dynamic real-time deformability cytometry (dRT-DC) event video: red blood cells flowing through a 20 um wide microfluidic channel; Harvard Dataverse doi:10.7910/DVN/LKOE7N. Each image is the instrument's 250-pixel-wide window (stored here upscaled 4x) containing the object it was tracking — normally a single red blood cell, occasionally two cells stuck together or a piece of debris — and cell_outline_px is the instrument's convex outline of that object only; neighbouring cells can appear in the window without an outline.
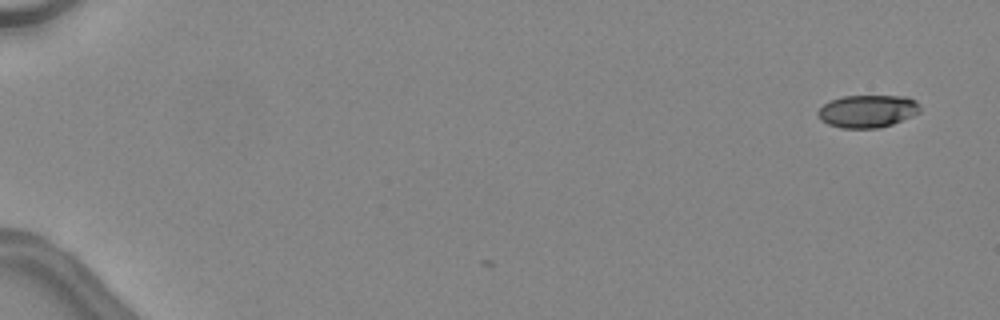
{"species": "common noctule bat (a hibernating species)", "species_latin": "Nyctalus noctula", "temperature_condition": "warm", "stored_images_in_passage": 4, "camera_frame_rate_fps": 3000, "um_per_image_px": 0.085, "animal": {"sex": "female", "body_mass_g": 24.6, "forearm_length_mm": 56.2}, "frame": {"image": 1, "passage_image": 1, "time_ms": 0.0, "image_size_px": [1000, 320], "cell_outline_px": [[920, 112], [912, 116], [892, 124], [880, 128], [840, 128], [828, 124], [820, 120], [816, 112], [824, 104], [832, 100], [844, 96], [908, 96], [916, 100], [920, 104]], "centroid_in_image_um": [73.76, 9.45], "position_along_channel_um": 11.2, "area_um2": 19.54}}